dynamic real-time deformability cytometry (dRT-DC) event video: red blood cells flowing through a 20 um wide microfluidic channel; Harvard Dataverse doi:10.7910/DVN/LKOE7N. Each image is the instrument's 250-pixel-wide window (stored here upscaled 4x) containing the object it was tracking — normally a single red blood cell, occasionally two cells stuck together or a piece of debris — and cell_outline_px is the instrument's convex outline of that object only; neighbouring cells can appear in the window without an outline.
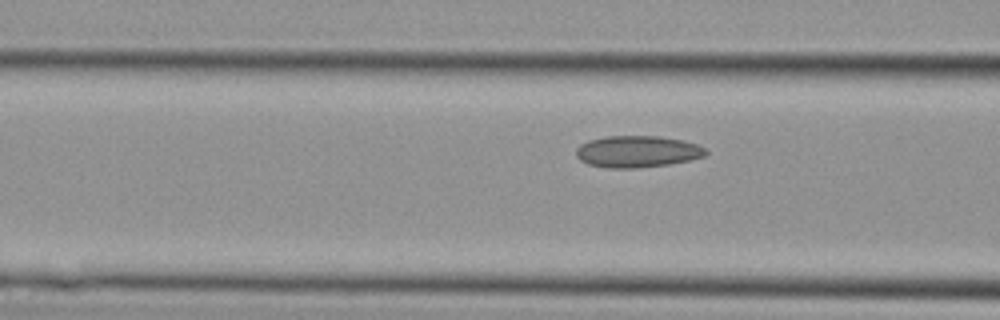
{"species": "Egyptian fruit bat (a non-hibernating species)", "species_latin": "Rousettus aegyptiacus", "temperature_condition": "cold", "stored_images_in_passage": 4, "camera_frame_rate_fps": 3000, "um_per_image_px": 0.085, "animal": {"sex": "female"}, "frame": {"image": 1, "passage_image": 4, "time_ms": 1.0, "image_size_px": [1000, 320], "cell_outline_px": [[708, 152], [704, 156], [688, 160], [668, 164], [640, 168], [608, 168], [588, 164], [580, 160], [576, 156], [576, 148], [580, 144], [588, 140], [604, 136], [660, 136], [684, 140], [696, 144], [704, 148]], "centroid_in_image_um": [54.14, 12.88], "position_along_channel_um": 112.5, "area_um2": 24.04}}